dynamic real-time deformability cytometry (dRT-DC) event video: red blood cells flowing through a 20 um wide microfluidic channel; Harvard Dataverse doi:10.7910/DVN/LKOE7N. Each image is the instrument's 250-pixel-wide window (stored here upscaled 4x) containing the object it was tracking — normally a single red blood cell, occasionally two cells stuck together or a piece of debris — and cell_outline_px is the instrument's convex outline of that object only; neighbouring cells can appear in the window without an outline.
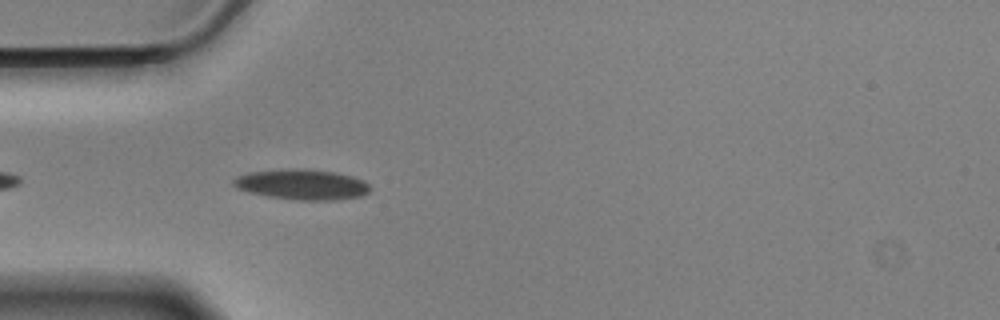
{"species": "Egyptian fruit bat (a non-hibernating species)", "species_latin": "Rousettus aegyptiacus", "temperature_condition": "cold", "stored_images_in_passage": 8, "camera_frame_rate_fps": 3000, "um_per_image_px": 0.085, "animal": {"sex": "male"}, "frame": {"image": 1, "passage_image": 5, "time_ms": 1.333, "image_size_px": [1000, 320], "cell_outline_px": [[368, 192], [360, 196], [336, 200], [300, 200], [268, 196], [252, 192], [240, 188], [232, 184], [232, 180], [236, 176], [248, 172], [280, 168], [308, 168], [336, 172], [352, 176], [364, 180], [368, 184]], "centroid_in_image_um": [25.66, 15.65], "position_along_channel_um": 59.3, "area_um2": 24.28}}